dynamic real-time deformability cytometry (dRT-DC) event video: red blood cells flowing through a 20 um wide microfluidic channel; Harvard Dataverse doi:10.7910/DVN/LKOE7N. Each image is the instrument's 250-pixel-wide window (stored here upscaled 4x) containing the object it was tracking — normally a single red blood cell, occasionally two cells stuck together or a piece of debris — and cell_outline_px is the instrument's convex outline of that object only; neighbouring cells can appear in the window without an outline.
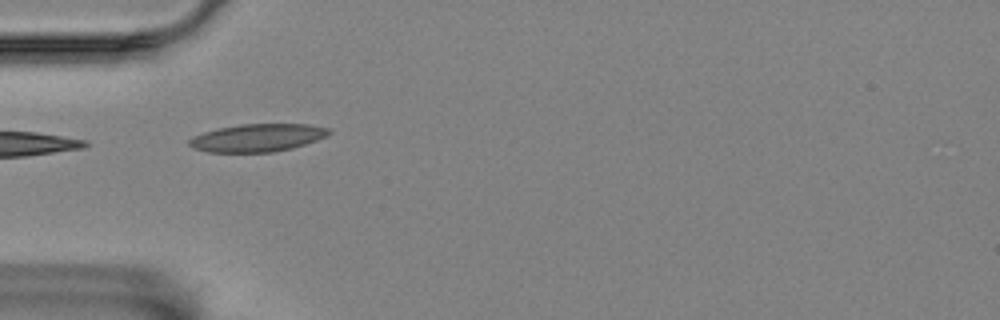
{"species": "Egyptian fruit bat (a non-hibernating species)", "species_latin": "Rousettus aegyptiacus", "temperature_condition": "room temperature", "stored_images_in_passage": 3, "camera_frame_rate_fps": 3000, "um_per_image_px": 0.085, "animal": {"sex": "female"}, "frame": {"image": 1, "passage_image": 2, "time_ms": 2.0, "image_size_px": [1000, 320], "cell_outline_px": [[332, 132], [316, 140], [292, 148], [272, 152], [208, 152], [196, 148], [188, 144], [188, 140], [192, 136], [204, 132], [220, 128], [240, 124], [308, 124], [332, 128]], "centroid_in_image_um": [21.9, 11.7], "position_along_channel_um": 63.1, "area_um2": 22.48}}